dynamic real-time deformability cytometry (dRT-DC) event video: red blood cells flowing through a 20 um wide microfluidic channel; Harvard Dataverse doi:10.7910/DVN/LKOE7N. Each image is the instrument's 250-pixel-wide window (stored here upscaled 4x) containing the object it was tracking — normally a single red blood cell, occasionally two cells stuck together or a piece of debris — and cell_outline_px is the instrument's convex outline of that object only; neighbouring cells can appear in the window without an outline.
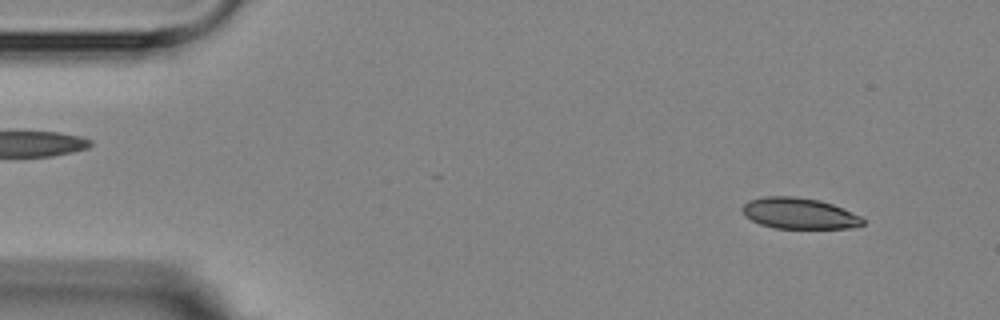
{"species": "Egyptian fruit bat (a non-hibernating species)", "species_latin": "Rousettus aegyptiacus", "temperature_condition": "room temperature", "stored_images_in_passage": 4, "camera_frame_rate_fps": 3000, "um_per_image_px": 0.085, "animal": {"sex": "female"}, "frame": {"image": 1, "passage_image": 1, "time_ms": 0.0, "image_size_px": [1000, 320], "cell_outline_px": [[864, 224], [852, 228], [776, 228], [760, 224], [744, 216], [740, 208], [748, 200], [764, 196], [796, 196], [820, 200], [832, 204], [860, 216], [864, 220]], "centroid_in_image_um": [67.89, 18.13], "position_along_channel_um": 17.1, "area_um2": 21.85}}
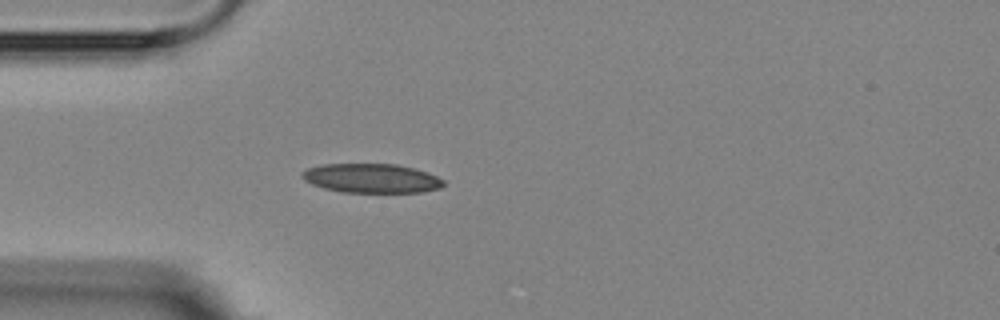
{"frame": {"image": 2, "passage_image": 4, "time_ms": 3.333, "image_size_px": [1000, 320], "cell_outline_px": [[444, 184], [440, 188], [424, 192], [340, 192], [324, 188], [312, 184], [304, 180], [300, 176], [308, 168], [324, 164], [396, 164], [428, 172], [444, 180]], "centroid_in_image_um": [31.59, 15.16], "position_along_channel_um": 53.4, "area_um2": 23.99}}